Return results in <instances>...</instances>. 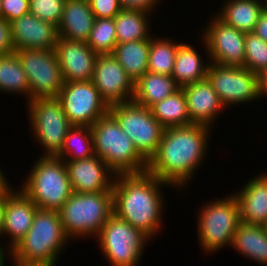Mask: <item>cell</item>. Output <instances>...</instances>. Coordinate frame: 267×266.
Masks as SVG:
<instances>
[{"mask_svg":"<svg viewBox=\"0 0 267 266\" xmlns=\"http://www.w3.org/2000/svg\"><path fill=\"white\" fill-rule=\"evenodd\" d=\"M211 131L206 125L193 123L164 129L147 171L174 189L185 188L206 159Z\"/></svg>","mask_w":267,"mask_h":266,"instance_id":"cell-1","label":"cell"},{"mask_svg":"<svg viewBox=\"0 0 267 266\" xmlns=\"http://www.w3.org/2000/svg\"><path fill=\"white\" fill-rule=\"evenodd\" d=\"M161 0H119L122 9L139 10L152 14Z\"/></svg>","mask_w":267,"mask_h":266,"instance_id":"cell-39","label":"cell"},{"mask_svg":"<svg viewBox=\"0 0 267 266\" xmlns=\"http://www.w3.org/2000/svg\"><path fill=\"white\" fill-rule=\"evenodd\" d=\"M92 82L109 107L133 100L134 82L113 54H98Z\"/></svg>","mask_w":267,"mask_h":266,"instance_id":"cell-15","label":"cell"},{"mask_svg":"<svg viewBox=\"0 0 267 266\" xmlns=\"http://www.w3.org/2000/svg\"><path fill=\"white\" fill-rule=\"evenodd\" d=\"M150 111L165 129L191 124L182 88L164 100L153 104Z\"/></svg>","mask_w":267,"mask_h":266,"instance_id":"cell-29","label":"cell"},{"mask_svg":"<svg viewBox=\"0 0 267 266\" xmlns=\"http://www.w3.org/2000/svg\"><path fill=\"white\" fill-rule=\"evenodd\" d=\"M182 44L169 38L150 36L148 72L171 76L178 47Z\"/></svg>","mask_w":267,"mask_h":266,"instance_id":"cell-31","label":"cell"},{"mask_svg":"<svg viewBox=\"0 0 267 266\" xmlns=\"http://www.w3.org/2000/svg\"><path fill=\"white\" fill-rule=\"evenodd\" d=\"M74 193H97L110 191L116 173L96 154L92 157L64 161Z\"/></svg>","mask_w":267,"mask_h":266,"instance_id":"cell-16","label":"cell"},{"mask_svg":"<svg viewBox=\"0 0 267 266\" xmlns=\"http://www.w3.org/2000/svg\"><path fill=\"white\" fill-rule=\"evenodd\" d=\"M240 222L264 225L267 221V173L258 174L237 192Z\"/></svg>","mask_w":267,"mask_h":266,"instance_id":"cell-21","label":"cell"},{"mask_svg":"<svg viewBox=\"0 0 267 266\" xmlns=\"http://www.w3.org/2000/svg\"><path fill=\"white\" fill-rule=\"evenodd\" d=\"M217 16L244 33L253 32L265 6L263 0H226Z\"/></svg>","mask_w":267,"mask_h":266,"instance_id":"cell-25","label":"cell"},{"mask_svg":"<svg viewBox=\"0 0 267 266\" xmlns=\"http://www.w3.org/2000/svg\"><path fill=\"white\" fill-rule=\"evenodd\" d=\"M2 240H0V266H5V261L7 260V257L10 258V250L8 249V247H3ZM8 253V254H7ZM7 255V256H6ZM6 257V258H5Z\"/></svg>","mask_w":267,"mask_h":266,"instance_id":"cell-45","label":"cell"},{"mask_svg":"<svg viewBox=\"0 0 267 266\" xmlns=\"http://www.w3.org/2000/svg\"><path fill=\"white\" fill-rule=\"evenodd\" d=\"M94 21L89 0H65L62 18L57 26L58 36L86 43Z\"/></svg>","mask_w":267,"mask_h":266,"instance_id":"cell-22","label":"cell"},{"mask_svg":"<svg viewBox=\"0 0 267 266\" xmlns=\"http://www.w3.org/2000/svg\"><path fill=\"white\" fill-rule=\"evenodd\" d=\"M37 209L36 204L20 189H14L6 197L2 236L7 235V238H10V242L7 241L9 250L26 236L32 226Z\"/></svg>","mask_w":267,"mask_h":266,"instance_id":"cell-19","label":"cell"},{"mask_svg":"<svg viewBox=\"0 0 267 266\" xmlns=\"http://www.w3.org/2000/svg\"><path fill=\"white\" fill-rule=\"evenodd\" d=\"M197 51L185 42L178 47L171 76L180 87L206 78L210 60L204 62Z\"/></svg>","mask_w":267,"mask_h":266,"instance_id":"cell-26","label":"cell"},{"mask_svg":"<svg viewBox=\"0 0 267 266\" xmlns=\"http://www.w3.org/2000/svg\"><path fill=\"white\" fill-rule=\"evenodd\" d=\"M29 91L28 78L16 52L0 55V92L23 94L28 102Z\"/></svg>","mask_w":267,"mask_h":266,"instance_id":"cell-30","label":"cell"},{"mask_svg":"<svg viewBox=\"0 0 267 266\" xmlns=\"http://www.w3.org/2000/svg\"><path fill=\"white\" fill-rule=\"evenodd\" d=\"M263 226H264V228L266 230V233H267V221H266V223Z\"/></svg>","mask_w":267,"mask_h":266,"instance_id":"cell-47","label":"cell"},{"mask_svg":"<svg viewBox=\"0 0 267 266\" xmlns=\"http://www.w3.org/2000/svg\"><path fill=\"white\" fill-rule=\"evenodd\" d=\"M258 83L260 98L263 96L267 98V68L258 74Z\"/></svg>","mask_w":267,"mask_h":266,"instance_id":"cell-41","label":"cell"},{"mask_svg":"<svg viewBox=\"0 0 267 266\" xmlns=\"http://www.w3.org/2000/svg\"><path fill=\"white\" fill-rule=\"evenodd\" d=\"M206 25L201 39L207 59L218 65L244 67L246 33L227 25L217 15Z\"/></svg>","mask_w":267,"mask_h":266,"instance_id":"cell-14","label":"cell"},{"mask_svg":"<svg viewBox=\"0 0 267 266\" xmlns=\"http://www.w3.org/2000/svg\"><path fill=\"white\" fill-rule=\"evenodd\" d=\"M263 4H264L265 8H267V0H263Z\"/></svg>","mask_w":267,"mask_h":266,"instance_id":"cell-46","label":"cell"},{"mask_svg":"<svg viewBox=\"0 0 267 266\" xmlns=\"http://www.w3.org/2000/svg\"><path fill=\"white\" fill-rule=\"evenodd\" d=\"M244 67L256 74L267 68V42L254 32L245 34Z\"/></svg>","mask_w":267,"mask_h":266,"instance_id":"cell-34","label":"cell"},{"mask_svg":"<svg viewBox=\"0 0 267 266\" xmlns=\"http://www.w3.org/2000/svg\"><path fill=\"white\" fill-rule=\"evenodd\" d=\"M1 6H2V0H0V11H1Z\"/></svg>","mask_w":267,"mask_h":266,"instance_id":"cell-48","label":"cell"},{"mask_svg":"<svg viewBox=\"0 0 267 266\" xmlns=\"http://www.w3.org/2000/svg\"><path fill=\"white\" fill-rule=\"evenodd\" d=\"M181 88L186 97L191 124L206 125L213 129L216 118L226 108L207 78Z\"/></svg>","mask_w":267,"mask_h":266,"instance_id":"cell-20","label":"cell"},{"mask_svg":"<svg viewBox=\"0 0 267 266\" xmlns=\"http://www.w3.org/2000/svg\"><path fill=\"white\" fill-rule=\"evenodd\" d=\"M149 49L150 37L145 40L117 44L112 54L135 83L148 72Z\"/></svg>","mask_w":267,"mask_h":266,"instance_id":"cell-27","label":"cell"},{"mask_svg":"<svg viewBox=\"0 0 267 266\" xmlns=\"http://www.w3.org/2000/svg\"><path fill=\"white\" fill-rule=\"evenodd\" d=\"M55 52L64 82L90 81L98 56L85 42L58 36Z\"/></svg>","mask_w":267,"mask_h":266,"instance_id":"cell-17","label":"cell"},{"mask_svg":"<svg viewBox=\"0 0 267 266\" xmlns=\"http://www.w3.org/2000/svg\"><path fill=\"white\" fill-rule=\"evenodd\" d=\"M14 50H54L58 40L57 26L42 21L30 12L10 22Z\"/></svg>","mask_w":267,"mask_h":266,"instance_id":"cell-18","label":"cell"},{"mask_svg":"<svg viewBox=\"0 0 267 266\" xmlns=\"http://www.w3.org/2000/svg\"><path fill=\"white\" fill-rule=\"evenodd\" d=\"M93 155L95 153L91 128L89 126H72L66 135L61 152L56 157L64 161H74Z\"/></svg>","mask_w":267,"mask_h":266,"instance_id":"cell-32","label":"cell"},{"mask_svg":"<svg viewBox=\"0 0 267 266\" xmlns=\"http://www.w3.org/2000/svg\"><path fill=\"white\" fill-rule=\"evenodd\" d=\"M90 128L94 153L116 174L147 171L148 162L138 153L133 141L110 112L100 117Z\"/></svg>","mask_w":267,"mask_h":266,"instance_id":"cell-4","label":"cell"},{"mask_svg":"<svg viewBox=\"0 0 267 266\" xmlns=\"http://www.w3.org/2000/svg\"><path fill=\"white\" fill-rule=\"evenodd\" d=\"M14 189L12 188L6 195H1L0 196V236L2 237V231H3V211L5 207V200L6 197L13 191Z\"/></svg>","mask_w":267,"mask_h":266,"instance_id":"cell-43","label":"cell"},{"mask_svg":"<svg viewBox=\"0 0 267 266\" xmlns=\"http://www.w3.org/2000/svg\"><path fill=\"white\" fill-rule=\"evenodd\" d=\"M10 259L12 260V263L14 264V266H54L48 263H36V262H24L22 260H17L15 258H13L10 255Z\"/></svg>","mask_w":267,"mask_h":266,"instance_id":"cell-44","label":"cell"},{"mask_svg":"<svg viewBox=\"0 0 267 266\" xmlns=\"http://www.w3.org/2000/svg\"><path fill=\"white\" fill-rule=\"evenodd\" d=\"M29 82V100L58 97L64 80L55 50H15Z\"/></svg>","mask_w":267,"mask_h":266,"instance_id":"cell-11","label":"cell"},{"mask_svg":"<svg viewBox=\"0 0 267 266\" xmlns=\"http://www.w3.org/2000/svg\"><path fill=\"white\" fill-rule=\"evenodd\" d=\"M104 258L111 266H138L151 239L141 230L112 214L96 236Z\"/></svg>","mask_w":267,"mask_h":266,"instance_id":"cell-8","label":"cell"},{"mask_svg":"<svg viewBox=\"0 0 267 266\" xmlns=\"http://www.w3.org/2000/svg\"><path fill=\"white\" fill-rule=\"evenodd\" d=\"M30 0H2L0 17L9 23L29 13Z\"/></svg>","mask_w":267,"mask_h":266,"instance_id":"cell-36","label":"cell"},{"mask_svg":"<svg viewBox=\"0 0 267 266\" xmlns=\"http://www.w3.org/2000/svg\"><path fill=\"white\" fill-rule=\"evenodd\" d=\"M73 126L91 127L100 117L109 112L92 80L64 82L57 97Z\"/></svg>","mask_w":267,"mask_h":266,"instance_id":"cell-13","label":"cell"},{"mask_svg":"<svg viewBox=\"0 0 267 266\" xmlns=\"http://www.w3.org/2000/svg\"><path fill=\"white\" fill-rule=\"evenodd\" d=\"M151 15L139 10L122 9L115 17L117 44L148 39Z\"/></svg>","mask_w":267,"mask_h":266,"instance_id":"cell-28","label":"cell"},{"mask_svg":"<svg viewBox=\"0 0 267 266\" xmlns=\"http://www.w3.org/2000/svg\"><path fill=\"white\" fill-rule=\"evenodd\" d=\"M38 157L18 188L39 209L59 211L73 193L65 162L58 157Z\"/></svg>","mask_w":267,"mask_h":266,"instance_id":"cell-6","label":"cell"},{"mask_svg":"<svg viewBox=\"0 0 267 266\" xmlns=\"http://www.w3.org/2000/svg\"><path fill=\"white\" fill-rule=\"evenodd\" d=\"M86 44L97 54H112L117 45L114 18H95Z\"/></svg>","mask_w":267,"mask_h":266,"instance_id":"cell-33","label":"cell"},{"mask_svg":"<svg viewBox=\"0 0 267 266\" xmlns=\"http://www.w3.org/2000/svg\"><path fill=\"white\" fill-rule=\"evenodd\" d=\"M161 186L169 187V184L149 171L116 174L113 214L154 240L164 223L162 217L166 201H163L165 198Z\"/></svg>","mask_w":267,"mask_h":266,"instance_id":"cell-2","label":"cell"},{"mask_svg":"<svg viewBox=\"0 0 267 266\" xmlns=\"http://www.w3.org/2000/svg\"><path fill=\"white\" fill-rule=\"evenodd\" d=\"M8 182L4 172L0 169V196L6 195L12 189V186Z\"/></svg>","mask_w":267,"mask_h":266,"instance_id":"cell-42","label":"cell"},{"mask_svg":"<svg viewBox=\"0 0 267 266\" xmlns=\"http://www.w3.org/2000/svg\"><path fill=\"white\" fill-rule=\"evenodd\" d=\"M69 240L64 232L59 211L38 208L31 228L10 250V254L13 258L24 262L48 263L56 266Z\"/></svg>","mask_w":267,"mask_h":266,"instance_id":"cell-3","label":"cell"},{"mask_svg":"<svg viewBox=\"0 0 267 266\" xmlns=\"http://www.w3.org/2000/svg\"><path fill=\"white\" fill-rule=\"evenodd\" d=\"M95 18H114L121 10L119 0H89Z\"/></svg>","mask_w":267,"mask_h":266,"instance_id":"cell-37","label":"cell"},{"mask_svg":"<svg viewBox=\"0 0 267 266\" xmlns=\"http://www.w3.org/2000/svg\"><path fill=\"white\" fill-rule=\"evenodd\" d=\"M65 0H30L29 12L45 22L59 25Z\"/></svg>","mask_w":267,"mask_h":266,"instance_id":"cell-35","label":"cell"},{"mask_svg":"<svg viewBox=\"0 0 267 266\" xmlns=\"http://www.w3.org/2000/svg\"><path fill=\"white\" fill-rule=\"evenodd\" d=\"M66 236L94 238L113 214V189L97 193H72L59 210Z\"/></svg>","mask_w":267,"mask_h":266,"instance_id":"cell-5","label":"cell"},{"mask_svg":"<svg viewBox=\"0 0 267 266\" xmlns=\"http://www.w3.org/2000/svg\"><path fill=\"white\" fill-rule=\"evenodd\" d=\"M253 32L267 42V8L261 12Z\"/></svg>","mask_w":267,"mask_h":266,"instance_id":"cell-40","label":"cell"},{"mask_svg":"<svg viewBox=\"0 0 267 266\" xmlns=\"http://www.w3.org/2000/svg\"><path fill=\"white\" fill-rule=\"evenodd\" d=\"M109 112L133 141L138 153L149 162L158 149L165 129L152 115L150 108L131 101L111 105Z\"/></svg>","mask_w":267,"mask_h":266,"instance_id":"cell-10","label":"cell"},{"mask_svg":"<svg viewBox=\"0 0 267 266\" xmlns=\"http://www.w3.org/2000/svg\"><path fill=\"white\" fill-rule=\"evenodd\" d=\"M13 41L11 36V24L0 17V55L13 52Z\"/></svg>","mask_w":267,"mask_h":266,"instance_id":"cell-38","label":"cell"},{"mask_svg":"<svg viewBox=\"0 0 267 266\" xmlns=\"http://www.w3.org/2000/svg\"><path fill=\"white\" fill-rule=\"evenodd\" d=\"M237 253L261 265H267V233L263 225H238L231 244Z\"/></svg>","mask_w":267,"mask_h":266,"instance_id":"cell-23","label":"cell"},{"mask_svg":"<svg viewBox=\"0 0 267 266\" xmlns=\"http://www.w3.org/2000/svg\"><path fill=\"white\" fill-rule=\"evenodd\" d=\"M32 137L43 147L41 156L56 157L72 124L67 118L61 101L55 98H40L26 102Z\"/></svg>","mask_w":267,"mask_h":266,"instance_id":"cell-9","label":"cell"},{"mask_svg":"<svg viewBox=\"0 0 267 266\" xmlns=\"http://www.w3.org/2000/svg\"><path fill=\"white\" fill-rule=\"evenodd\" d=\"M180 88L172 76L146 72L134 83L132 101L140 106L150 108Z\"/></svg>","mask_w":267,"mask_h":266,"instance_id":"cell-24","label":"cell"},{"mask_svg":"<svg viewBox=\"0 0 267 266\" xmlns=\"http://www.w3.org/2000/svg\"><path fill=\"white\" fill-rule=\"evenodd\" d=\"M206 78L226 109L260 99L258 74L248 68L210 62Z\"/></svg>","mask_w":267,"mask_h":266,"instance_id":"cell-12","label":"cell"},{"mask_svg":"<svg viewBox=\"0 0 267 266\" xmlns=\"http://www.w3.org/2000/svg\"><path fill=\"white\" fill-rule=\"evenodd\" d=\"M212 199L198 211L197 232L201 250L216 253L232 244L234 233L240 224V207L235 194Z\"/></svg>","mask_w":267,"mask_h":266,"instance_id":"cell-7","label":"cell"}]
</instances>
